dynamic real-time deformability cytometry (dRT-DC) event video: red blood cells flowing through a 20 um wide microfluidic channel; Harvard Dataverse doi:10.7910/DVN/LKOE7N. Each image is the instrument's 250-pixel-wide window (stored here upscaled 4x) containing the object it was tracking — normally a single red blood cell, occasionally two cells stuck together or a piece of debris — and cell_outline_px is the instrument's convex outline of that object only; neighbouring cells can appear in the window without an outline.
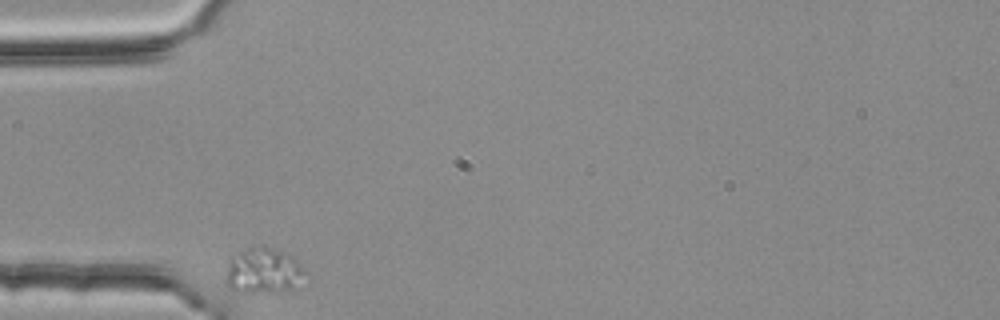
{"species": "common noctule bat (a hibernating species)", "species_latin": "Nyctalus noctula", "temperature_condition": "room temperature", "stored_images_in_passage": 4, "camera_frame_rate_fps": 3000, "um_per_image_px": 0.085, "animal": {"sex": "female", "body_mass_g": 25.1}, "frame": {"image": 1, "passage_image": 1, "time_ms": 0.0, "image_size_px": [1000, 320], "cell_outline_px": [[308, 272], [292, 288], [252, 292], [240, 292], [228, 288], [228, 260], [232, 256], [252, 244], [260, 244], [272, 248], [292, 256]], "centroid_in_image_um": [22.37, 22.95], "position_along_channel_um": 62.6, "area_um2": 20.69}}